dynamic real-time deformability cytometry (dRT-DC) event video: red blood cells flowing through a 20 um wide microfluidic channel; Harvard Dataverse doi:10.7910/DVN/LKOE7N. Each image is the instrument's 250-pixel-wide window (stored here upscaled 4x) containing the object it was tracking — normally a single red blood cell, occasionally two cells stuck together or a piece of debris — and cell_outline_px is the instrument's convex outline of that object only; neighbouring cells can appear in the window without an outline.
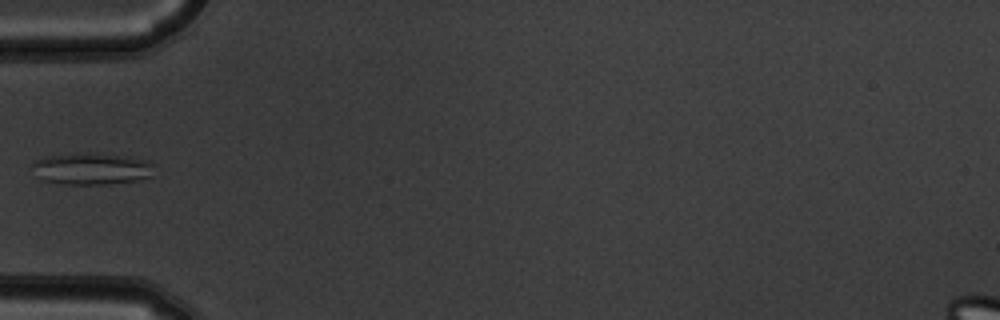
{"species": "common noctule bat (a hibernating species)", "species_latin": "Nyctalus noctula", "temperature_condition": "warm", "stored_images_in_passage": 3, "camera_frame_rate_fps": 3000, "um_per_image_px": 0.085, "animal": {"sex": "male", "body_mass_g": 19.5, "forearm_length_mm": 54.6}, "frame": {"image": 1, "passage_image": 3, "time_ms": 0.667, "image_size_px": [1000, 320], "cell_outline_px": [[152, 176], [136, 180], [104, 184], [64, 184], [44, 180], [36, 176], [32, 164], [36, 160], [48, 156], [76, 152], [100, 152], [132, 156], [148, 160], [152, 164]], "centroid_in_image_um": [7.8, 14.31], "position_along_channel_um": 77.2, "area_um2": 22.89}}